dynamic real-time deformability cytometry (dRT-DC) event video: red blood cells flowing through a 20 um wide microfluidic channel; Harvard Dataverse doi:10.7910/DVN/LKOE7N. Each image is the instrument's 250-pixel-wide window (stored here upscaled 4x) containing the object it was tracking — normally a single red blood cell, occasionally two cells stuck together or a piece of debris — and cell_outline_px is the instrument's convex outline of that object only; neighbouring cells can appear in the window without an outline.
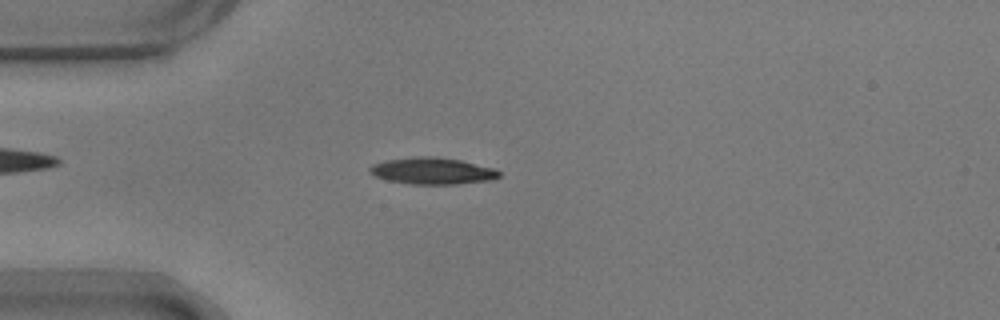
{"species": "common noctule bat (a hibernating species)", "species_latin": "Nyctalus noctula", "temperature_condition": "warm", "stored_images_in_passage": 52, "camera_frame_rate_fps": 3000, "um_per_image_px": 0.085, "animal": {"sex": "male", "body_mass_g": 17.9}, "frame": {"image": 1, "passage_image": 12, "time_ms": 3.667, "image_size_px": [1000, 320], "cell_outline_px": [[500, 176], [492, 180], [456, 184], [412, 184], [388, 180], [376, 176], [368, 172], [368, 168], [372, 164], [384, 160], [416, 156], [436, 156], [460, 160], [496, 168], [500, 172]], "centroid_in_image_um": [36.75, 14.52], "position_along_channel_um": 48.2, "area_um2": 20.29}}
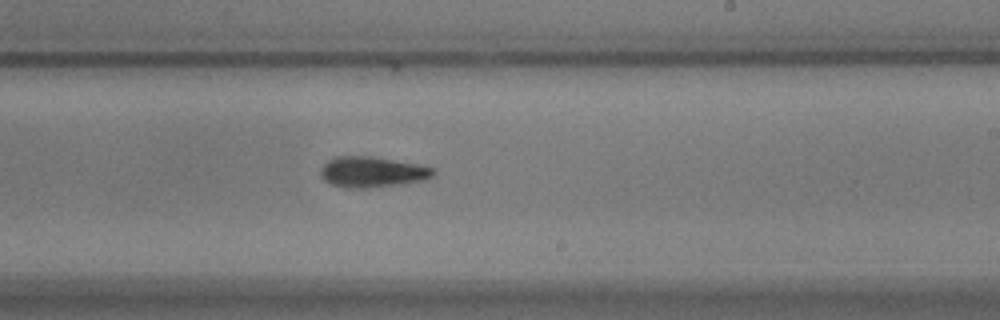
{"frame": {"image": 2, "passage_image": 30, "time_ms": 9.667, "image_size_px": [1000, 320], "cell_outline_px": [[436, 172], [428, 180], [404, 184], [368, 188], [344, 188], [332, 184], [324, 180], [320, 176], [320, 168], [328, 160], [336, 156], [372, 156], [416, 164], [432, 168]], "centroid_in_image_um": [31.63, 14.63], "position_along_channel_um": 257.4, "area_um2": 20.35}}
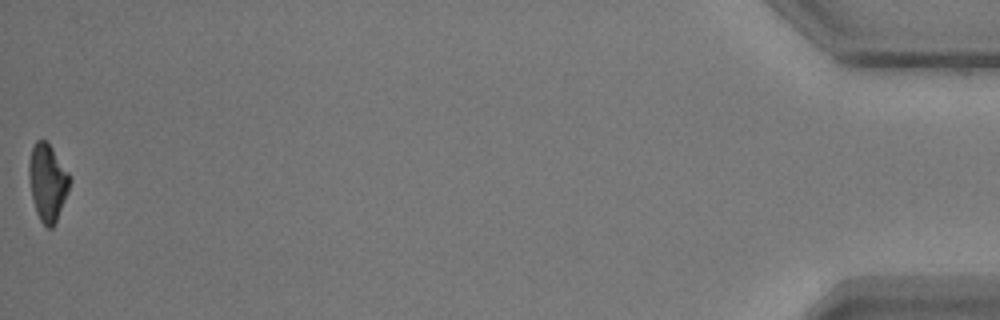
{"frame": {"image": 3, "passage_image": 52, "time_ms": 17.0, "image_size_px": [1000, 320], "cell_outline_px": [[72, 180], [68, 192], [56, 220], [52, 228], [48, 228], [40, 220], [36, 212], [32, 200], [28, 176], [28, 164], [32, 148], [36, 140], [44, 140], [52, 148], [72, 176]], "centroid_in_image_um": [4.05, 15.49], "position_along_channel_um": 431.2, "area_um2": 18.38}, "authors_computed_cell_mechanics": {"area_um2": 19.4786, "velocity_mm_per_s": 3.696, "shape_relaxation_time_tau1_ms": 4.3425, "shape_relaxation_time_tau2_ms": 3.7016, "deformation_change_tau1": 0.1736, "deformation_change_tau2": 0.1159}}